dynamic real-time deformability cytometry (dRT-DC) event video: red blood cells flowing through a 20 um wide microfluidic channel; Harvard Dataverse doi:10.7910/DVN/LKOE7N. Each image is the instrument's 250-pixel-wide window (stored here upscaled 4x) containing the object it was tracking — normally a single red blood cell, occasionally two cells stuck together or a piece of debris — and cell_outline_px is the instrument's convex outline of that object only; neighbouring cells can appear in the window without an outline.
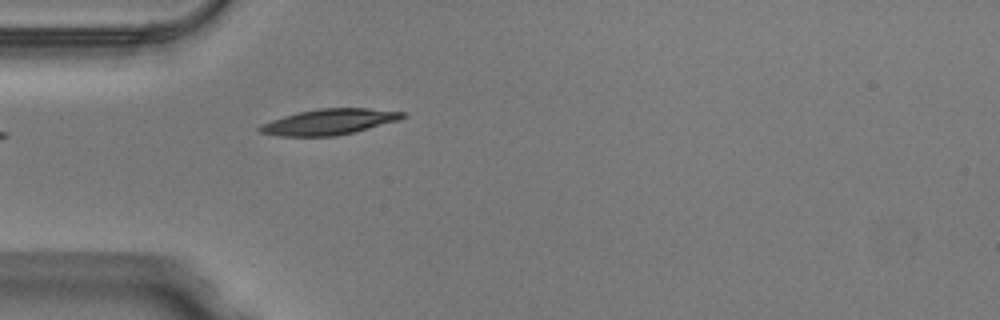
{"species": "Egyptian fruit bat (a non-hibernating species)", "species_latin": "Rousettus aegyptiacus", "temperature_condition": "warm", "stored_images_in_passage": 29, "camera_frame_rate_fps": 3000, "um_per_image_px": 0.085, "animal": {"sex": "male"}, "frame": {"image": 1, "passage_image": 1, "time_ms": 0.0, "image_size_px": [1000, 320], "cell_outline_px": [[404, 116], [396, 120], [368, 128], [336, 136], [280, 136], [260, 132], [256, 128], [260, 124], [284, 116], [300, 112], [320, 108], [368, 108], [404, 112]], "centroid_in_image_um": [27.91, 10.36], "position_along_channel_um": 57.1, "area_um2": 20.98}}
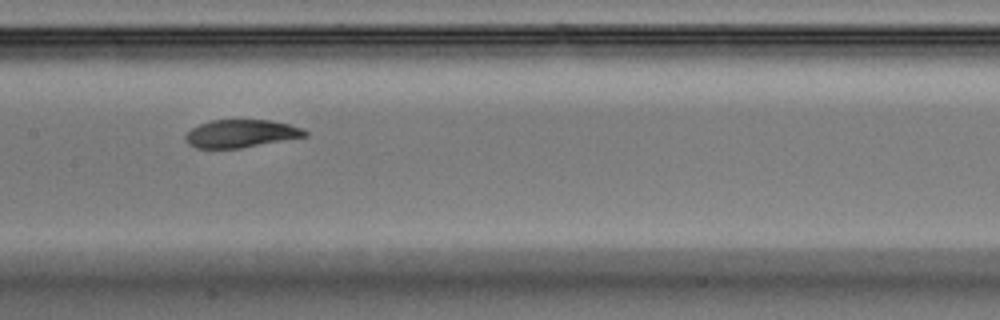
{"frame": {"image": 2, "passage_image": 11, "time_ms": 3.333, "image_size_px": [1000, 320], "cell_outline_px": [[308, 136], [240, 148], [196, 148], [188, 144], [184, 136], [192, 128], [200, 124], [212, 120], [268, 120], [288, 124], [304, 128], [308, 132]], "centroid_in_image_um": [20.5, 11.35], "position_along_channel_um": 186.9, "area_um2": 19.31}}
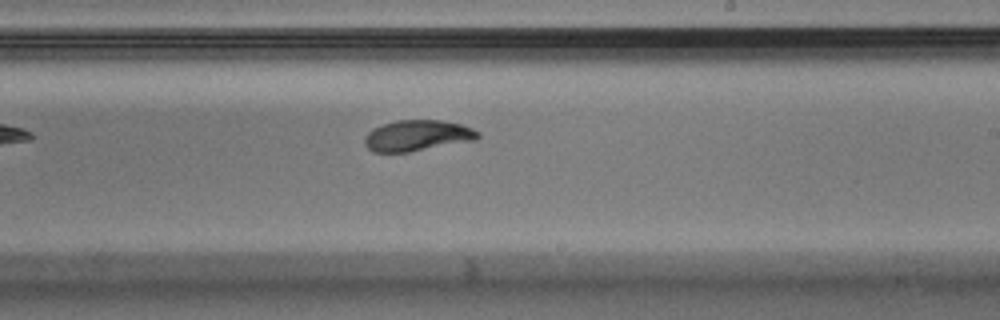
{"frame": {"image": 3, "passage_image": 16, "time_ms": 5.0, "image_size_px": [1000, 320], "cell_outline_px": [[480, 136], [476, 140], [408, 152], [372, 152], [364, 144], [364, 136], [372, 128], [396, 120], [440, 120], [460, 124], [472, 128], [480, 132]], "centroid_in_image_um": [35.46, 11.52], "position_along_channel_um": 253.5, "area_um2": 20.46}, "authors_computed_cell_mechanics": {"area_um2": 20.6924, "velocity_mm_per_s": 4.0316, "shape_relaxation_time_tau1_ms": null, "shape_relaxation_time_tau2_ms": 1.9109, "deformation_change_tau1": null, "deformation_change_tau2": 0.0681}}